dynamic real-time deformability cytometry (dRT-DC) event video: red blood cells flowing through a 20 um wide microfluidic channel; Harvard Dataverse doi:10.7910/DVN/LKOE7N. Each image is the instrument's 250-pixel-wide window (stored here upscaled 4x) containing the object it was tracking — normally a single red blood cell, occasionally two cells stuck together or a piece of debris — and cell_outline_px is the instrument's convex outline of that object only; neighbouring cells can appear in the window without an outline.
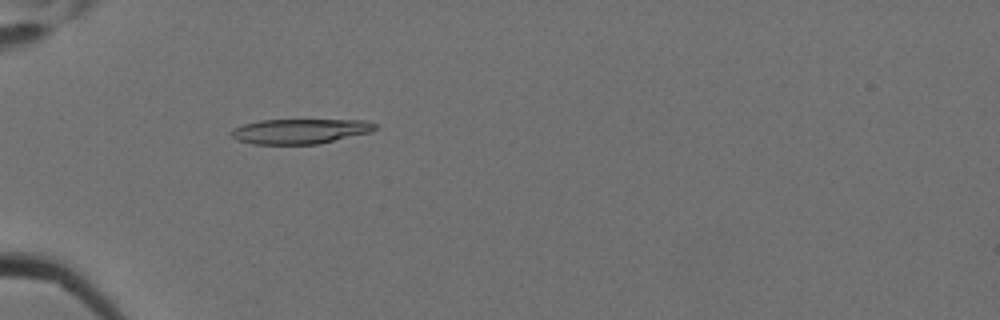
{"species": "Egyptian fruit bat (a non-hibernating species)", "species_latin": "Rousettus aegyptiacus", "temperature_condition": "cold", "stored_images_in_passage": 4, "camera_frame_rate_fps": 3000, "um_per_image_px": 0.085, "animal": {"sex": "female"}, "frame": {"image": 1, "passage_image": 4, "time_ms": 1.0, "image_size_px": [1000, 320], "cell_outline_px": [[376, 128], [372, 132], [320, 144], [252, 144], [240, 140], [232, 136], [232, 128], [244, 124], [260, 120], [364, 120], [376, 124]], "centroid_in_image_um": [25.54, 11.15], "position_along_channel_um": 59.5, "area_um2": 20.87}}